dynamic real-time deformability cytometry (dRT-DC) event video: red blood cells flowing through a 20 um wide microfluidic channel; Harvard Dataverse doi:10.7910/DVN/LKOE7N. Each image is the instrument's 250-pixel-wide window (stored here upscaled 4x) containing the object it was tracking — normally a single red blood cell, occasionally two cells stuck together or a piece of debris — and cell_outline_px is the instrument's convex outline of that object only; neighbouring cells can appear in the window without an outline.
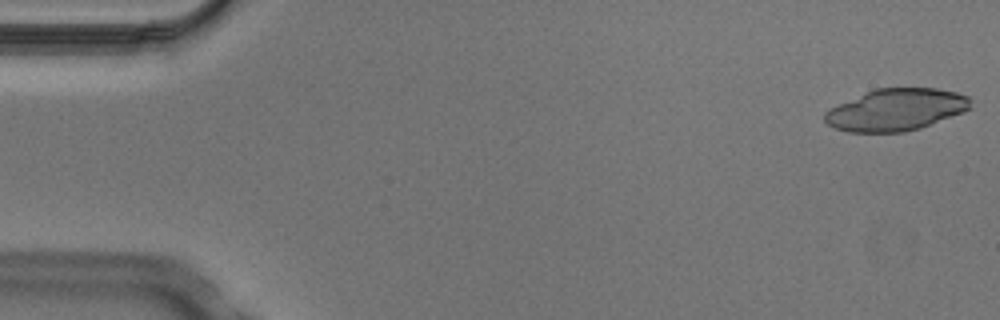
{"species": "Egyptian fruit bat (a non-hibernating species)", "species_latin": "Rousettus aegyptiacus", "temperature_condition": "cold", "stored_images_in_passage": 6, "camera_frame_rate_fps": 3000, "um_per_image_px": 0.085, "animal": {"sex": "male"}, "frame": {"image": 1, "passage_image": 1, "time_ms": 0.0, "image_size_px": [1000, 320], "cell_outline_px": [[972, 108], [964, 112], [920, 128], [904, 132], [848, 132], [836, 128], [828, 124], [824, 120], [824, 112], [828, 108], [876, 88], [936, 88], [956, 92], [968, 96]], "centroid_in_image_um": [76.16, 9.33], "position_along_channel_um": 8.8, "area_um2": 35.6}}